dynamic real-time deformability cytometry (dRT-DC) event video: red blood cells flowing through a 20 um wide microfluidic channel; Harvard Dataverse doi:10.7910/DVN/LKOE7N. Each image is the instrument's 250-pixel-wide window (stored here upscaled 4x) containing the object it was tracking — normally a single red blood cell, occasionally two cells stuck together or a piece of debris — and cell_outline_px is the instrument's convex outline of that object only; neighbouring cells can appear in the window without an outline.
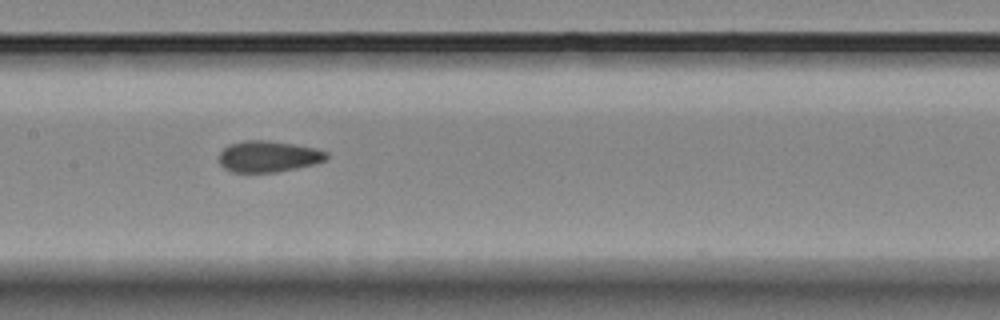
{"species": "Egyptian fruit bat (a non-hibernating species)", "species_latin": "Rousettus aegyptiacus", "temperature_condition": "room temperature", "stored_images_in_passage": 8, "camera_frame_rate_fps": 3000, "um_per_image_px": 0.085, "animal": {"sex": "female"}, "frame": {"image": 1, "passage_image": 7, "time_ms": 8.0, "image_size_px": [1000, 320], "cell_outline_px": [[328, 156], [324, 160], [312, 164], [296, 168], [276, 172], [232, 172], [224, 168], [220, 164], [220, 152], [228, 144], [244, 140], [264, 140], [292, 144], [316, 148], [328, 152]], "centroid_in_image_um": [22.78, 13.29], "position_along_channel_um": 184.6, "area_um2": 19.42}}